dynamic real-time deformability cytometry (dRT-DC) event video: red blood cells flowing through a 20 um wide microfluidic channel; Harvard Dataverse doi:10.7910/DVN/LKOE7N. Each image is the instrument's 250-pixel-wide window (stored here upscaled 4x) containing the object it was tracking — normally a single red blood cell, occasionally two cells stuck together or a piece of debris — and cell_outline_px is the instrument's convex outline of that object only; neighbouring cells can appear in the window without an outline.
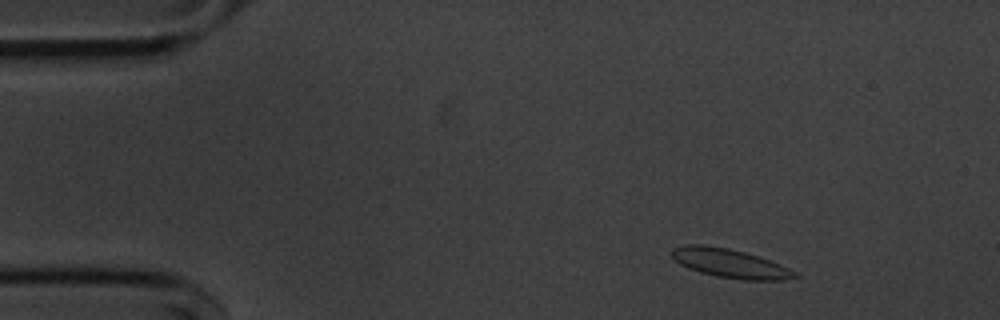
{"species": "common noctule bat (a hibernating species)", "species_latin": "Nyctalus noctula", "temperature_condition": "cold", "stored_images_in_passage": 53, "camera_frame_rate_fps": 3000, "um_per_image_px": 0.085, "animal": {"sex": "male", "body_mass_g": 20.1, "forearm_length_mm": 53.5}, "frame": {"image": 1, "passage_image": 5, "time_ms": 1.333, "image_size_px": [1000, 320], "cell_outline_px": [[800, 276], [784, 280], [744, 280], [716, 276], [700, 272], [688, 268], [680, 264], [672, 256], [672, 248], [684, 244], [704, 244], [728, 248], [744, 252], [780, 264], [796, 272]], "centroid_in_image_um": [62.03, 22.38], "position_along_channel_um": 23.0, "area_um2": 20.63}}
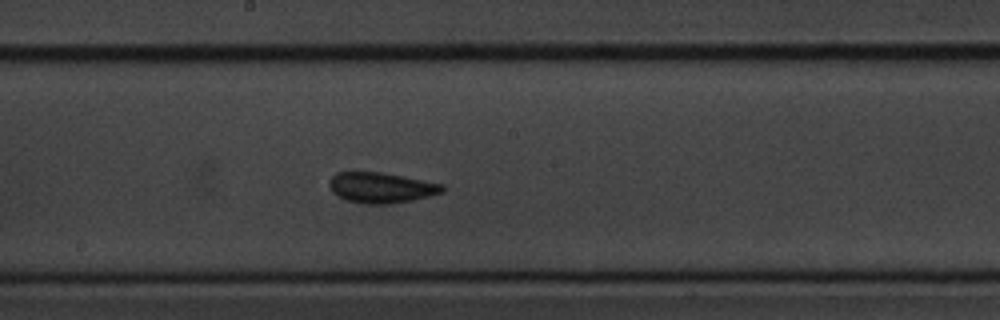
{"frame": {"image": 2, "passage_image": 27, "time_ms": 8.667, "image_size_px": [1000, 320], "cell_outline_px": [[444, 192], [412, 200], [388, 204], [364, 204], [348, 200], [332, 192], [328, 184], [328, 180], [336, 172], [380, 172], [404, 176], [444, 184]], "centroid_in_image_um": [32.4, 15.94], "position_along_channel_um": 215.8, "area_um2": 20.11}}
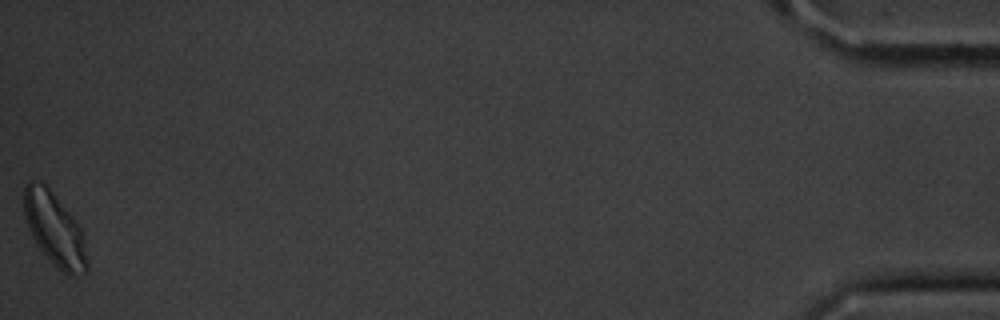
{"frame": {"image": 3, "passage_image": 53, "time_ms": 17.333, "image_size_px": [1000, 320], "cell_outline_px": [[88, 268], [84, 272], [76, 276], [68, 276], [36, 244], [28, 228], [24, 216], [24, 184], [28, 180], [40, 180], [48, 188], [68, 212], [80, 228], [84, 236], [88, 264]], "centroid_in_image_um": [4.63, 19.46], "position_along_channel_um": 430.6, "area_um2": 26.36}, "authors_computed_cell_mechanics": {"area_um2": 19.652, "velocity_mm_per_s": 3.6001, "shape_relaxation_time_tau1_ms": 4.5029, "shape_relaxation_time_tau2_ms": 1.3261, "deformation_change_tau1": 0.1066, "deformation_change_tau2": 0.059}}